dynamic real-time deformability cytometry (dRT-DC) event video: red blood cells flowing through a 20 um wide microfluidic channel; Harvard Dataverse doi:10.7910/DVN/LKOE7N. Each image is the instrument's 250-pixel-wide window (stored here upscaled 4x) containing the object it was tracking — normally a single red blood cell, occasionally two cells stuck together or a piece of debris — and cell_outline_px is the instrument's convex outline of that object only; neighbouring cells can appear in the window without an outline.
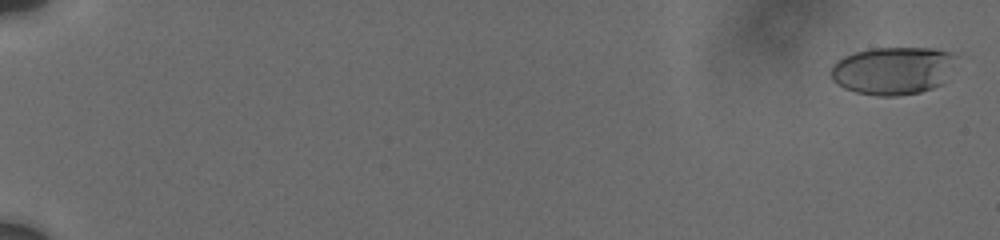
{"species": "human", "species_latin": "Homo sapiens", "temperature_condition": "cold", "stored_images_in_passage": 113, "camera_frame_rate_fps": 3000, "um_per_image_px": 0.085, "donor": {"sex": "male"}, "frame": {"image": 1, "passage_image": 2, "time_ms": 0.333, "image_size_px": [1000, 240], "cell_outline_px": [[956, 56], [940, 84], [932, 88], [920, 92], [896, 96], [876, 96], [856, 92], [844, 88], [836, 84], [832, 80], [828, 72], [832, 64], [836, 60], [844, 56], [856, 52], [872, 48], [936, 48], [952, 52]], "centroid_in_image_um": [75.8, 5.99], "position_along_channel_um": 9.2, "area_um2": 34.85}}
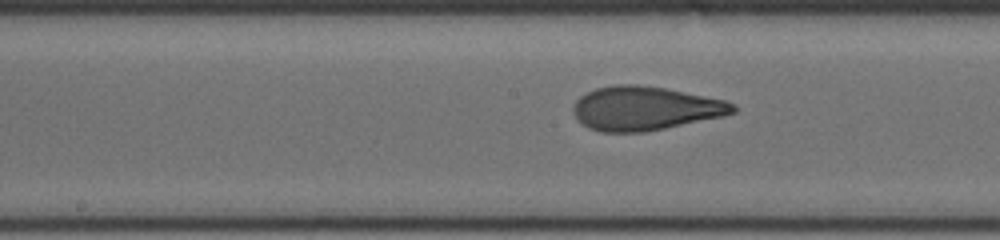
{"frame": {"image": 2, "passage_image": 64, "time_ms": 11.0, "image_size_px": [1000, 240], "cell_outline_px": [[736, 112], [724, 116], [644, 132], [600, 132], [588, 128], [572, 112], [572, 104], [580, 96], [596, 88], [616, 84], [636, 84], [664, 88], [724, 100], [736, 104]], "centroid_in_image_um": [54.81, 9.21], "position_along_channel_um": 193.4, "area_um2": 40.69}}
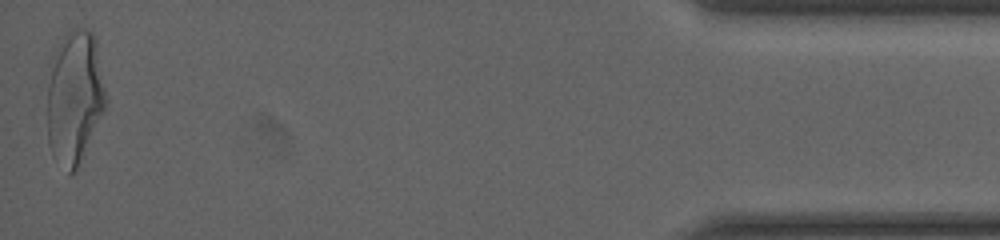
{"frame": {"image": 3, "passage_image": 112, "time_ms": 19.333, "image_size_px": [1000, 240], "cell_outline_px": [[108, 100], [76, 172], [68, 176], [52, 156], [48, 144], [48, 84], [52, 68], [60, 44], [64, 36], [68, 32], [76, 28], [84, 28], [92, 32], [96, 40]], "centroid_in_image_um": [6.36, 8.35], "position_along_channel_um": 428.8, "area_um2": 45.26}, "authors_computed_cell_mechanics": {"area_um2": 39.7086, "velocity_mm_per_s": 3.7267, "shape_relaxation_time_tau1_ms": 4.2682, "shape_relaxation_time_tau2_ms": 0.8067, "deformation_change_tau1": 0.1888, "deformation_change_tau2": 0.0797}}